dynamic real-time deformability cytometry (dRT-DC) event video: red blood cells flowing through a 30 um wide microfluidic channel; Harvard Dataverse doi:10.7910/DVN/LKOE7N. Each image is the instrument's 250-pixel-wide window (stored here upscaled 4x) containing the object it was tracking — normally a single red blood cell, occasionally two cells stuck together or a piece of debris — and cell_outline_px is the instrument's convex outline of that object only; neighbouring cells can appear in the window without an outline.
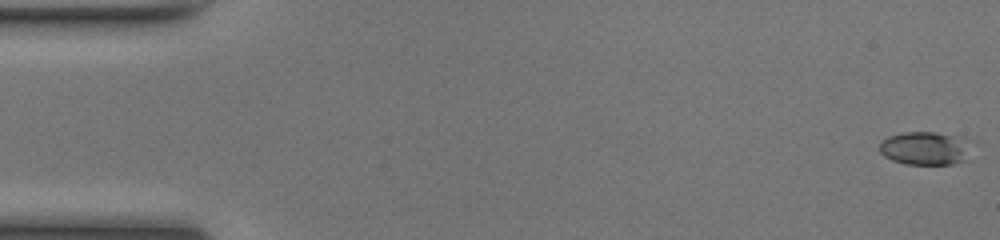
{"species": "common noctule bat (a hibernating species)", "species_latin": "Nyctalus noctula", "temperature_condition": "room temperature", "stored_images_in_passage": 50, "camera_frame_rate_fps": 3000, "um_per_image_px": 0.085, "animal": {"sex": "female", "body_mass_g": 17.0, "forearm_length_mm": 48.0}, "frame": {"image": 1, "passage_image": 1, "time_ms": 0.0, "image_size_px": [1000, 240], "cell_outline_px": [[972, 140], [964, 160], [952, 164], [908, 164], [892, 160], [884, 156], [880, 152], [880, 140], [888, 136], [904, 132], [936, 132]], "centroid_in_image_um": [78.61, 12.59], "position_along_channel_um": 6.4, "area_um2": 17.8}}
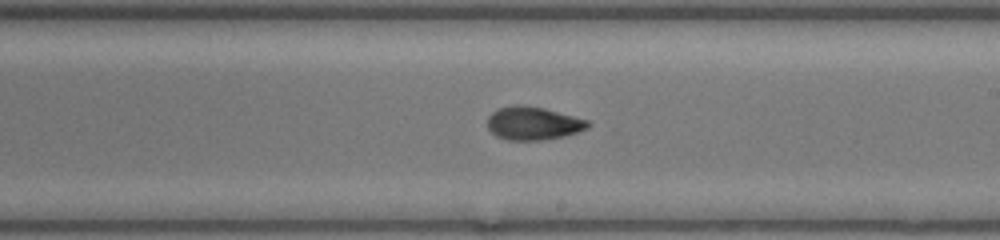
{"frame": {"image": 2, "passage_image": 29, "time_ms": 9.333, "image_size_px": [1000, 240], "cell_outline_px": [[592, 124], [588, 128], [564, 136], [544, 140], [508, 140], [496, 136], [488, 128], [488, 116], [496, 108], [516, 104], [520, 104], [544, 108], [588, 120]], "centroid_in_image_um": [45.31, 10.47], "position_along_channel_um": 243.7, "area_um2": 19.54}}
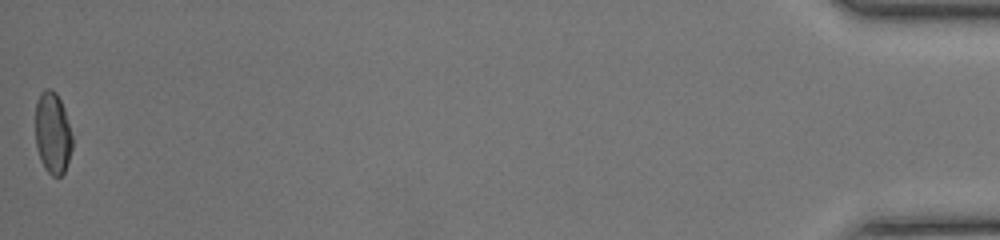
{"frame": {"image": 3, "passage_image": 50, "time_ms": 16.333, "image_size_px": [1000, 240], "cell_outline_px": [[72, 148], [64, 172], [60, 176], [52, 176], [44, 168], [40, 160], [36, 148], [36, 100], [40, 92], [44, 88], [52, 88], [56, 92], [64, 108], [72, 136]], "centroid_in_image_um": [4.46, 11.28], "position_along_channel_um": 430.7, "area_um2": 17.69}, "authors_computed_cell_mechanics": {"area_um2": 18.7272, "velocity_mm_per_s": 4.1976, "shape_relaxation_time_tau1_ms": 5.751, "shape_relaxation_time_tau2_ms": 2.1218, "deformation_change_tau1": 0.1888, "deformation_change_tau2": 0.0787}}